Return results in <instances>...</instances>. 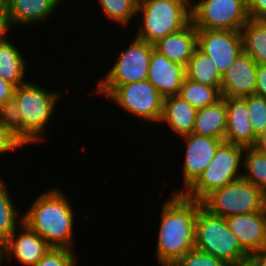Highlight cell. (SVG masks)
<instances>
[{
  "instance_id": "obj_1",
  "label": "cell",
  "mask_w": 266,
  "mask_h": 266,
  "mask_svg": "<svg viewBox=\"0 0 266 266\" xmlns=\"http://www.w3.org/2000/svg\"><path fill=\"white\" fill-rule=\"evenodd\" d=\"M163 201L156 246V260L161 266H173L195 249V222L202 201L184 193H171Z\"/></svg>"
},
{
  "instance_id": "obj_2",
  "label": "cell",
  "mask_w": 266,
  "mask_h": 266,
  "mask_svg": "<svg viewBox=\"0 0 266 266\" xmlns=\"http://www.w3.org/2000/svg\"><path fill=\"white\" fill-rule=\"evenodd\" d=\"M59 188L44 191L23 213V222L54 249L73 250V206Z\"/></svg>"
},
{
  "instance_id": "obj_3",
  "label": "cell",
  "mask_w": 266,
  "mask_h": 266,
  "mask_svg": "<svg viewBox=\"0 0 266 266\" xmlns=\"http://www.w3.org/2000/svg\"><path fill=\"white\" fill-rule=\"evenodd\" d=\"M61 95L60 91H47L29 80L15 88L13 98L21 113L24 145L41 143V137L49 127Z\"/></svg>"
},
{
  "instance_id": "obj_4",
  "label": "cell",
  "mask_w": 266,
  "mask_h": 266,
  "mask_svg": "<svg viewBox=\"0 0 266 266\" xmlns=\"http://www.w3.org/2000/svg\"><path fill=\"white\" fill-rule=\"evenodd\" d=\"M143 17L135 37L154 45L191 22V0H150L138 3Z\"/></svg>"
},
{
  "instance_id": "obj_5",
  "label": "cell",
  "mask_w": 266,
  "mask_h": 266,
  "mask_svg": "<svg viewBox=\"0 0 266 266\" xmlns=\"http://www.w3.org/2000/svg\"><path fill=\"white\" fill-rule=\"evenodd\" d=\"M195 248L231 266L244 265L249 257L229 229L225 218L210 214L202 206L196 216Z\"/></svg>"
},
{
  "instance_id": "obj_6",
  "label": "cell",
  "mask_w": 266,
  "mask_h": 266,
  "mask_svg": "<svg viewBox=\"0 0 266 266\" xmlns=\"http://www.w3.org/2000/svg\"><path fill=\"white\" fill-rule=\"evenodd\" d=\"M94 92L115 102L140 121L160 122L164 97L148 80L122 85H97Z\"/></svg>"
},
{
  "instance_id": "obj_7",
  "label": "cell",
  "mask_w": 266,
  "mask_h": 266,
  "mask_svg": "<svg viewBox=\"0 0 266 266\" xmlns=\"http://www.w3.org/2000/svg\"><path fill=\"white\" fill-rule=\"evenodd\" d=\"M244 150L245 147L224 141L209 166L184 194L202 201L212 191L242 178Z\"/></svg>"
},
{
  "instance_id": "obj_8",
  "label": "cell",
  "mask_w": 266,
  "mask_h": 266,
  "mask_svg": "<svg viewBox=\"0 0 266 266\" xmlns=\"http://www.w3.org/2000/svg\"><path fill=\"white\" fill-rule=\"evenodd\" d=\"M265 205L266 197L261 189L243 178L212 191L202 200L205 210L223 218L258 213Z\"/></svg>"
},
{
  "instance_id": "obj_9",
  "label": "cell",
  "mask_w": 266,
  "mask_h": 266,
  "mask_svg": "<svg viewBox=\"0 0 266 266\" xmlns=\"http://www.w3.org/2000/svg\"><path fill=\"white\" fill-rule=\"evenodd\" d=\"M249 19L246 0H191L196 29L241 31Z\"/></svg>"
},
{
  "instance_id": "obj_10",
  "label": "cell",
  "mask_w": 266,
  "mask_h": 266,
  "mask_svg": "<svg viewBox=\"0 0 266 266\" xmlns=\"http://www.w3.org/2000/svg\"><path fill=\"white\" fill-rule=\"evenodd\" d=\"M153 49L154 45L135 37L97 85H122L147 80Z\"/></svg>"
},
{
  "instance_id": "obj_11",
  "label": "cell",
  "mask_w": 266,
  "mask_h": 266,
  "mask_svg": "<svg viewBox=\"0 0 266 266\" xmlns=\"http://www.w3.org/2000/svg\"><path fill=\"white\" fill-rule=\"evenodd\" d=\"M197 47L209 55L222 75L243 52L240 31L197 29Z\"/></svg>"
},
{
  "instance_id": "obj_12",
  "label": "cell",
  "mask_w": 266,
  "mask_h": 266,
  "mask_svg": "<svg viewBox=\"0 0 266 266\" xmlns=\"http://www.w3.org/2000/svg\"><path fill=\"white\" fill-rule=\"evenodd\" d=\"M186 150L183 164V188L172 193H185L211 163L216 150L224 142L222 139L188 134L181 136Z\"/></svg>"
},
{
  "instance_id": "obj_13",
  "label": "cell",
  "mask_w": 266,
  "mask_h": 266,
  "mask_svg": "<svg viewBox=\"0 0 266 266\" xmlns=\"http://www.w3.org/2000/svg\"><path fill=\"white\" fill-rule=\"evenodd\" d=\"M258 64L242 52L221 77L222 97H246L255 94Z\"/></svg>"
},
{
  "instance_id": "obj_14",
  "label": "cell",
  "mask_w": 266,
  "mask_h": 266,
  "mask_svg": "<svg viewBox=\"0 0 266 266\" xmlns=\"http://www.w3.org/2000/svg\"><path fill=\"white\" fill-rule=\"evenodd\" d=\"M20 230L16 229L4 242L5 261L13 260L14 257L20 264L34 266L51 247L24 222Z\"/></svg>"
},
{
  "instance_id": "obj_15",
  "label": "cell",
  "mask_w": 266,
  "mask_h": 266,
  "mask_svg": "<svg viewBox=\"0 0 266 266\" xmlns=\"http://www.w3.org/2000/svg\"><path fill=\"white\" fill-rule=\"evenodd\" d=\"M225 220L248 254L266 248V208L258 213L232 215Z\"/></svg>"
},
{
  "instance_id": "obj_16",
  "label": "cell",
  "mask_w": 266,
  "mask_h": 266,
  "mask_svg": "<svg viewBox=\"0 0 266 266\" xmlns=\"http://www.w3.org/2000/svg\"><path fill=\"white\" fill-rule=\"evenodd\" d=\"M185 77V66L168 60L153 49L147 80L164 98L178 95Z\"/></svg>"
},
{
  "instance_id": "obj_17",
  "label": "cell",
  "mask_w": 266,
  "mask_h": 266,
  "mask_svg": "<svg viewBox=\"0 0 266 266\" xmlns=\"http://www.w3.org/2000/svg\"><path fill=\"white\" fill-rule=\"evenodd\" d=\"M225 102L227 129L224 141L245 148L255 146L257 135L249 120L246 100L242 97H225Z\"/></svg>"
},
{
  "instance_id": "obj_18",
  "label": "cell",
  "mask_w": 266,
  "mask_h": 266,
  "mask_svg": "<svg viewBox=\"0 0 266 266\" xmlns=\"http://www.w3.org/2000/svg\"><path fill=\"white\" fill-rule=\"evenodd\" d=\"M60 4L58 0H7V11L14 28L28 27L50 18Z\"/></svg>"
},
{
  "instance_id": "obj_19",
  "label": "cell",
  "mask_w": 266,
  "mask_h": 266,
  "mask_svg": "<svg viewBox=\"0 0 266 266\" xmlns=\"http://www.w3.org/2000/svg\"><path fill=\"white\" fill-rule=\"evenodd\" d=\"M197 47V29L190 22L185 28L161 39L154 49L168 60L187 66Z\"/></svg>"
},
{
  "instance_id": "obj_20",
  "label": "cell",
  "mask_w": 266,
  "mask_h": 266,
  "mask_svg": "<svg viewBox=\"0 0 266 266\" xmlns=\"http://www.w3.org/2000/svg\"><path fill=\"white\" fill-rule=\"evenodd\" d=\"M197 109L178 95L164 98L163 111L159 123L168 124V128L177 136L192 134Z\"/></svg>"
},
{
  "instance_id": "obj_21",
  "label": "cell",
  "mask_w": 266,
  "mask_h": 266,
  "mask_svg": "<svg viewBox=\"0 0 266 266\" xmlns=\"http://www.w3.org/2000/svg\"><path fill=\"white\" fill-rule=\"evenodd\" d=\"M227 129V108L225 97L215 104L197 110L193 134L225 139Z\"/></svg>"
},
{
  "instance_id": "obj_22",
  "label": "cell",
  "mask_w": 266,
  "mask_h": 266,
  "mask_svg": "<svg viewBox=\"0 0 266 266\" xmlns=\"http://www.w3.org/2000/svg\"><path fill=\"white\" fill-rule=\"evenodd\" d=\"M19 48L11 41L0 43V76L15 88L27 83L26 59Z\"/></svg>"
},
{
  "instance_id": "obj_23",
  "label": "cell",
  "mask_w": 266,
  "mask_h": 266,
  "mask_svg": "<svg viewBox=\"0 0 266 266\" xmlns=\"http://www.w3.org/2000/svg\"><path fill=\"white\" fill-rule=\"evenodd\" d=\"M186 78L203 85L221 88L219 70L213 63L212 58L196 47L193 56L185 67Z\"/></svg>"
},
{
  "instance_id": "obj_24",
  "label": "cell",
  "mask_w": 266,
  "mask_h": 266,
  "mask_svg": "<svg viewBox=\"0 0 266 266\" xmlns=\"http://www.w3.org/2000/svg\"><path fill=\"white\" fill-rule=\"evenodd\" d=\"M240 32L243 52L258 65L266 64V20L249 19Z\"/></svg>"
},
{
  "instance_id": "obj_25",
  "label": "cell",
  "mask_w": 266,
  "mask_h": 266,
  "mask_svg": "<svg viewBox=\"0 0 266 266\" xmlns=\"http://www.w3.org/2000/svg\"><path fill=\"white\" fill-rule=\"evenodd\" d=\"M178 96L197 110L215 104L222 98L217 87L196 83L186 77L183 80Z\"/></svg>"
},
{
  "instance_id": "obj_26",
  "label": "cell",
  "mask_w": 266,
  "mask_h": 266,
  "mask_svg": "<svg viewBox=\"0 0 266 266\" xmlns=\"http://www.w3.org/2000/svg\"><path fill=\"white\" fill-rule=\"evenodd\" d=\"M1 177V176H0ZM6 181L0 178V240L5 242L10 235L23 223V214L19 215L14 202L10 197V191L5 183ZM17 210V211H16ZM18 216V217H17Z\"/></svg>"
},
{
  "instance_id": "obj_27",
  "label": "cell",
  "mask_w": 266,
  "mask_h": 266,
  "mask_svg": "<svg viewBox=\"0 0 266 266\" xmlns=\"http://www.w3.org/2000/svg\"><path fill=\"white\" fill-rule=\"evenodd\" d=\"M242 178L261 189L266 197V153L259 151L254 146L246 147L243 156Z\"/></svg>"
},
{
  "instance_id": "obj_28",
  "label": "cell",
  "mask_w": 266,
  "mask_h": 266,
  "mask_svg": "<svg viewBox=\"0 0 266 266\" xmlns=\"http://www.w3.org/2000/svg\"><path fill=\"white\" fill-rule=\"evenodd\" d=\"M102 8L104 16L108 20L115 21L122 27H127L131 23V19L137 16V0H96ZM118 22V23H117Z\"/></svg>"
},
{
  "instance_id": "obj_29",
  "label": "cell",
  "mask_w": 266,
  "mask_h": 266,
  "mask_svg": "<svg viewBox=\"0 0 266 266\" xmlns=\"http://www.w3.org/2000/svg\"><path fill=\"white\" fill-rule=\"evenodd\" d=\"M0 123L22 142V120L14 98L0 106Z\"/></svg>"
},
{
  "instance_id": "obj_30",
  "label": "cell",
  "mask_w": 266,
  "mask_h": 266,
  "mask_svg": "<svg viewBox=\"0 0 266 266\" xmlns=\"http://www.w3.org/2000/svg\"><path fill=\"white\" fill-rule=\"evenodd\" d=\"M247 102L249 120L254 133L258 136L266 125V98L257 94L243 97Z\"/></svg>"
},
{
  "instance_id": "obj_31",
  "label": "cell",
  "mask_w": 266,
  "mask_h": 266,
  "mask_svg": "<svg viewBox=\"0 0 266 266\" xmlns=\"http://www.w3.org/2000/svg\"><path fill=\"white\" fill-rule=\"evenodd\" d=\"M73 251L51 248L34 266H77Z\"/></svg>"
},
{
  "instance_id": "obj_32",
  "label": "cell",
  "mask_w": 266,
  "mask_h": 266,
  "mask_svg": "<svg viewBox=\"0 0 266 266\" xmlns=\"http://www.w3.org/2000/svg\"><path fill=\"white\" fill-rule=\"evenodd\" d=\"M173 266H231L225 261L216 259L209 253L194 249L186 253Z\"/></svg>"
},
{
  "instance_id": "obj_33",
  "label": "cell",
  "mask_w": 266,
  "mask_h": 266,
  "mask_svg": "<svg viewBox=\"0 0 266 266\" xmlns=\"http://www.w3.org/2000/svg\"><path fill=\"white\" fill-rule=\"evenodd\" d=\"M24 147V144L0 123V154Z\"/></svg>"
},
{
  "instance_id": "obj_34",
  "label": "cell",
  "mask_w": 266,
  "mask_h": 266,
  "mask_svg": "<svg viewBox=\"0 0 266 266\" xmlns=\"http://www.w3.org/2000/svg\"><path fill=\"white\" fill-rule=\"evenodd\" d=\"M250 19L266 20V0H246Z\"/></svg>"
},
{
  "instance_id": "obj_35",
  "label": "cell",
  "mask_w": 266,
  "mask_h": 266,
  "mask_svg": "<svg viewBox=\"0 0 266 266\" xmlns=\"http://www.w3.org/2000/svg\"><path fill=\"white\" fill-rule=\"evenodd\" d=\"M255 94L266 98V64L258 65Z\"/></svg>"
},
{
  "instance_id": "obj_36",
  "label": "cell",
  "mask_w": 266,
  "mask_h": 266,
  "mask_svg": "<svg viewBox=\"0 0 266 266\" xmlns=\"http://www.w3.org/2000/svg\"><path fill=\"white\" fill-rule=\"evenodd\" d=\"M10 17L8 15L7 9L0 11V43L8 40L7 33L12 30Z\"/></svg>"
},
{
  "instance_id": "obj_37",
  "label": "cell",
  "mask_w": 266,
  "mask_h": 266,
  "mask_svg": "<svg viewBox=\"0 0 266 266\" xmlns=\"http://www.w3.org/2000/svg\"><path fill=\"white\" fill-rule=\"evenodd\" d=\"M15 87L0 76V106L14 96Z\"/></svg>"
},
{
  "instance_id": "obj_38",
  "label": "cell",
  "mask_w": 266,
  "mask_h": 266,
  "mask_svg": "<svg viewBox=\"0 0 266 266\" xmlns=\"http://www.w3.org/2000/svg\"><path fill=\"white\" fill-rule=\"evenodd\" d=\"M246 264L248 266H266V248L249 254Z\"/></svg>"
},
{
  "instance_id": "obj_39",
  "label": "cell",
  "mask_w": 266,
  "mask_h": 266,
  "mask_svg": "<svg viewBox=\"0 0 266 266\" xmlns=\"http://www.w3.org/2000/svg\"><path fill=\"white\" fill-rule=\"evenodd\" d=\"M259 151L266 153V125L264 126L263 130L257 136L256 144L254 146Z\"/></svg>"
},
{
  "instance_id": "obj_40",
  "label": "cell",
  "mask_w": 266,
  "mask_h": 266,
  "mask_svg": "<svg viewBox=\"0 0 266 266\" xmlns=\"http://www.w3.org/2000/svg\"><path fill=\"white\" fill-rule=\"evenodd\" d=\"M4 260H5L4 242L0 240V266L4 264L3 263Z\"/></svg>"
},
{
  "instance_id": "obj_41",
  "label": "cell",
  "mask_w": 266,
  "mask_h": 266,
  "mask_svg": "<svg viewBox=\"0 0 266 266\" xmlns=\"http://www.w3.org/2000/svg\"><path fill=\"white\" fill-rule=\"evenodd\" d=\"M7 9V0H0V11Z\"/></svg>"
},
{
  "instance_id": "obj_42",
  "label": "cell",
  "mask_w": 266,
  "mask_h": 266,
  "mask_svg": "<svg viewBox=\"0 0 266 266\" xmlns=\"http://www.w3.org/2000/svg\"><path fill=\"white\" fill-rule=\"evenodd\" d=\"M138 3L145 2V1H150V0H137Z\"/></svg>"
}]
</instances>
